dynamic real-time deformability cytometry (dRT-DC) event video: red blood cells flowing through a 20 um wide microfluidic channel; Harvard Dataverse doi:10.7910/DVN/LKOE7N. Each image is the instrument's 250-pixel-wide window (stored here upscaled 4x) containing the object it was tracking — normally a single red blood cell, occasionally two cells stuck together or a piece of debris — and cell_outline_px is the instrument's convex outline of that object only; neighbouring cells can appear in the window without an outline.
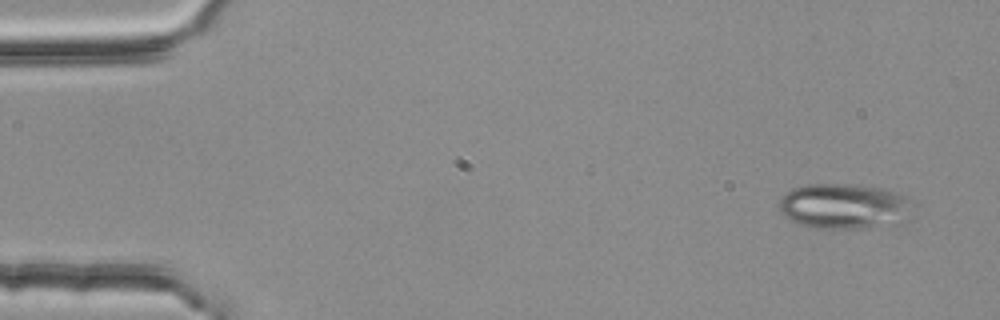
{"species": "common noctule bat (a hibernating species)", "species_latin": "Nyctalus noctula", "temperature_condition": "room temperature", "stored_images_in_passage": 3, "camera_frame_rate_fps": 3000, "um_per_image_px": 0.085, "animal": {"sex": "female", "body_mass_g": 25.1}, "frame": {"image": 1, "passage_image": 1, "time_ms": 0.0, "image_size_px": [1000, 320], "cell_outline_px": [[916, 204], [908, 220], [900, 224], [856, 228], [812, 228], [800, 224], [784, 216], [780, 212], [780, 196], [784, 192], [792, 188], [804, 184], [848, 184], [884, 188], [908, 196]], "centroid_in_image_um": [71.83, 17.52], "position_along_channel_um": 13.2, "area_um2": 36.18}}